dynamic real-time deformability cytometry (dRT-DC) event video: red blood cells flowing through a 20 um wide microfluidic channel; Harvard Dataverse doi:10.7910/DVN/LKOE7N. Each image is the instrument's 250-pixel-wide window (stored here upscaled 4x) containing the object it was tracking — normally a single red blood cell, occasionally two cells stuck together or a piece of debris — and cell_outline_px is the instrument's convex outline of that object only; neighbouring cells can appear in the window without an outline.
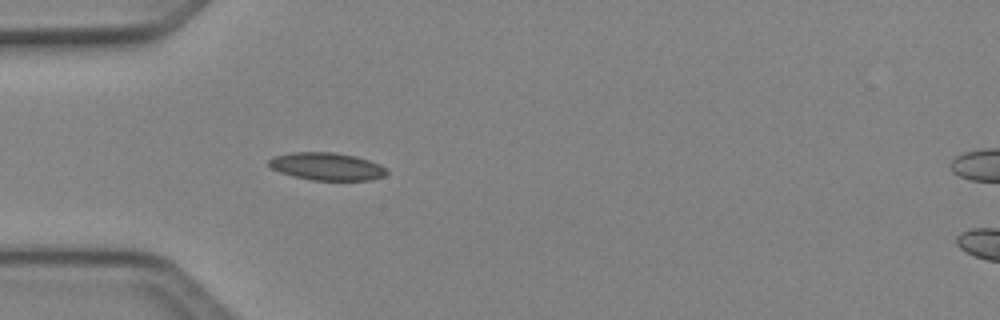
{"species": "Egyptian fruit bat (a non-hibernating species)", "species_latin": "Rousettus aegyptiacus", "temperature_condition": "cold", "stored_images_in_passage": 39, "camera_frame_rate_fps": 3000, "um_per_image_px": 0.085, "animal": {"sex": "female"}, "frame": {"image": 1, "passage_image": 5, "time_ms": 1.333, "image_size_px": [1000, 320], "cell_outline_px": [[388, 172], [384, 176], [368, 180], [312, 180], [280, 172], [272, 168], [268, 164], [268, 160], [276, 156], [292, 152], [336, 152], [356, 156], [380, 164]], "centroid_in_image_um": [27.79, 14.14], "position_along_channel_um": 57.2, "area_um2": 18.79}}
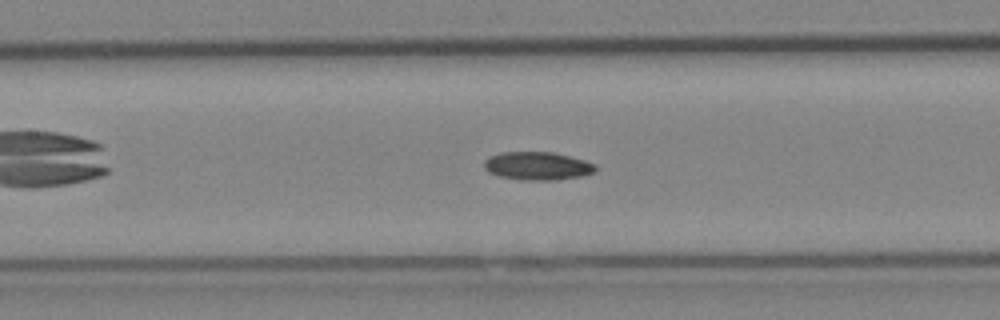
{"frame": {"image": 2, "passage_image": 13, "time_ms": 4.0, "image_size_px": [1000, 320], "cell_outline_px": [[596, 172], [580, 176], [556, 180], [528, 180], [500, 176], [488, 172], [484, 168], [484, 160], [488, 156], [500, 152], [552, 152], [584, 160], [596, 164]], "centroid_in_image_um": [45.67, 14.1], "position_along_channel_um": 161.7, "area_um2": 18.26}}
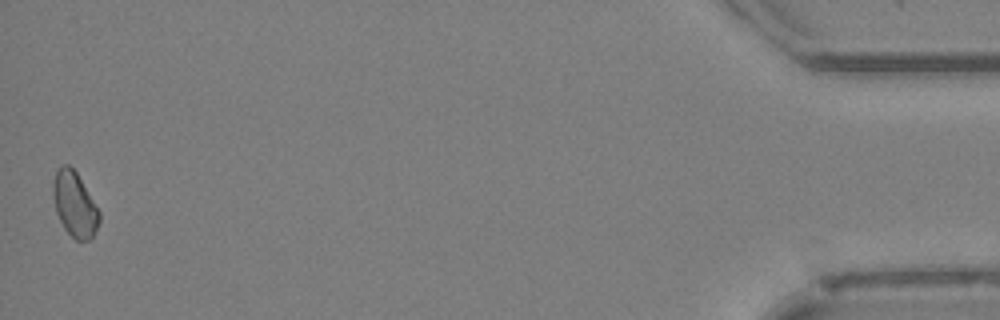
{"frame": {"image": 3, "passage_image": 39, "time_ms": 12.667, "image_size_px": [1000, 320], "cell_outline_px": [[100, 220], [92, 236], [88, 240], [76, 240], [64, 228], [56, 212], [52, 192], [52, 184], [56, 172], [60, 164], [68, 164], [76, 172], [100, 212]], "centroid_in_image_um": [6.32, 17.35], "position_along_channel_um": 428.9, "area_um2": 17.22}, "authors_computed_cell_mechanics": {"area_um2": 17.6868, "velocity_mm_per_s": 4.1314, "shape_relaxation_time_tau1_ms": null, "shape_relaxation_time_tau2_ms": 10.2165, "deformation_change_tau1": null, "deformation_change_tau2": 0.1448}}